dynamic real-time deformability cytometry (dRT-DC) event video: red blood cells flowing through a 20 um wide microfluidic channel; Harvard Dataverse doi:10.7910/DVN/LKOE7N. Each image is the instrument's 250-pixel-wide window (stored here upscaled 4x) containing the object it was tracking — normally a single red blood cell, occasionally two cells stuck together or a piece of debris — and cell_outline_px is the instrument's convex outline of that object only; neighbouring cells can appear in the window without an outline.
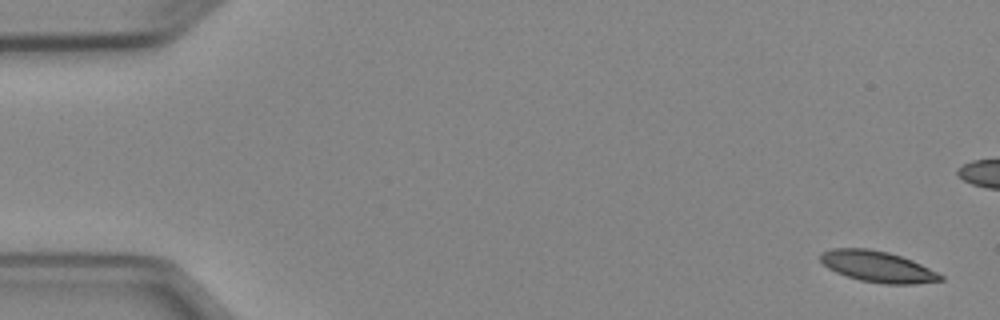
{"species": "Egyptian fruit bat (a non-hibernating species)", "species_latin": "Rousettus aegyptiacus", "temperature_condition": "cold", "stored_images_in_passage": 5, "camera_frame_rate_fps": 3000, "um_per_image_px": 0.085, "animal": {"sex": "female"}, "frame": {"image": 1, "passage_image": 1, "time_ms": 0.0, "image_size_px": [1000, 320], "cell_outline_px": [[944, 280], [916, 284], [884, 284], [860, 280], [836, 272], [828, 268], [820, 260], [820, 252], [832, 248], [868, 248], [888, 252], [912, 260], [944, 276]], "centroid_in_image_um": [74.58, 22.66], "position_along_channel_um": 10.4, "area_um2": 21.68}}